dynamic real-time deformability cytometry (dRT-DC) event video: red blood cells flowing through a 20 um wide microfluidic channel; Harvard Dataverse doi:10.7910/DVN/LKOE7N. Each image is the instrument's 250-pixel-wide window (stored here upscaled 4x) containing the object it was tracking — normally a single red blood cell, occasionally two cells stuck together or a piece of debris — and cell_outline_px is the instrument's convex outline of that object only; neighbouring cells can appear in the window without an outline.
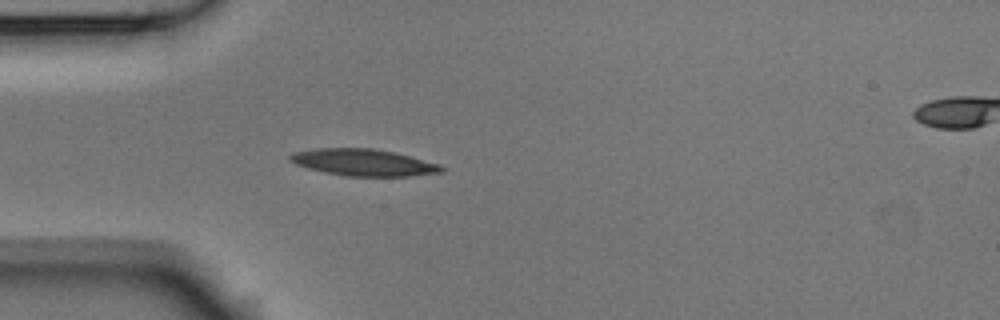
{"species": "Egyptian fruit bat (a non-hibernating species)", "species_latin": "Rousettus aegyptiacus", "temperature_condition": "room temperature", "stored_images_in_passage": 5, "segment_of_instrument_passage": [1, 2], "camera_frame_rate_fps": 3000, "um_per_image_px": 0.085, "animal": {"sex": "male"}, "frame": {"image": 1, "passage_image": 4, "time_ms": 1.0, "image_size_px": [1000, 320], "cell_outline_px": [[444, 172], [408, 176], [348, 176], [324, 172], [308, 168], [296, 164], [288, 160], [288, 156], [292, 152], [316, 148], [372, 148], [392, 152], [440, 164], [444, 168]], "centroid_in_image_um": [30.86, 13.81], "position_along_channel_um": 54.1, "area_um2": 23.52}}